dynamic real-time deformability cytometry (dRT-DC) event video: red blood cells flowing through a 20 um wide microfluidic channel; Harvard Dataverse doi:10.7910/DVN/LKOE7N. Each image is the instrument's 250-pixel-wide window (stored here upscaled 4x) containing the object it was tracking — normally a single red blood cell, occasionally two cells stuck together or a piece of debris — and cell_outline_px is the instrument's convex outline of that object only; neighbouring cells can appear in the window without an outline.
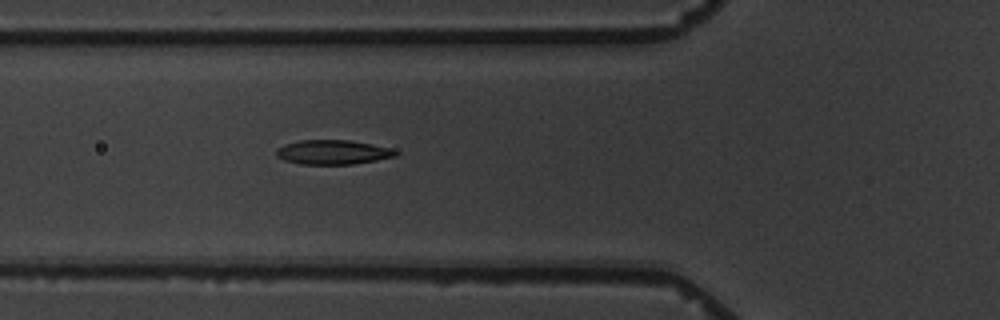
{"species": "common noctule bat (a hibernating species)", "species_latin": "Nyctalus noctula", "temperature_condition": "warm", "stored_images_in_passage": 6, "camera_frame_rate_fps": 3000, "um_per_image_px": 0.085, "animal": {"sex": "male", "body_mass_g": 19.5, "forearm_length_mm": 54.6}, "frame": {"image": 1, "passage_image": 6, "time_ms": 5.667, "image_size_px": [1000, 320], "cell_outline_px": [[400, 152], [396, 156], [376, 160], [352, 164], [300, 164], [284, 160], [276, 156], [276, 148], [284, 144], [300, 140], [348, 140], [372, 144], [388, 148]], "centroid_in_image_um": [28.25, 12.93], "position_along_channel_um": 97.5, "area_um2": 16.94}}